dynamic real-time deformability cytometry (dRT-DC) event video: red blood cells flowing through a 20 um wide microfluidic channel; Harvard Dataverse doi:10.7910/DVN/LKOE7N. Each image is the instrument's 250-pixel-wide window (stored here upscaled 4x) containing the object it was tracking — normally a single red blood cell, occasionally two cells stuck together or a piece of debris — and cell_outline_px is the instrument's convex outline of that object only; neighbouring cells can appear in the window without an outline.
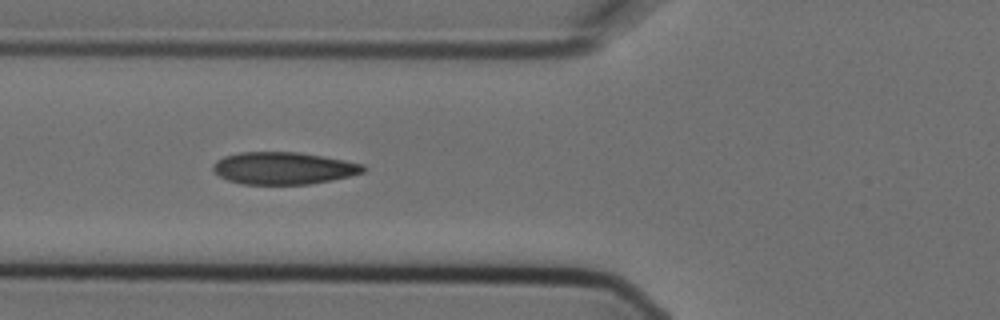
{"species": "Egyptian fruit bat (a non-hibernating species)", "species_latin": "Rousettus aegyptiacus", "temperature_condition": "cold", "stored_images_in_passage": 9, "camera_frame_rate_fps": 3000, "um_per_image_px": 0.085, "animal": {"sex": "female"}, "frame": {"image": 1, "passage_image": 4, "time_ms": 1.0, "image_size_px": [1000, 320], "cell_outline_px": [[368, 168], [364, 172], [332, 180], [308, 184], [244, 184], [228, 180], [220, 176], [212, 168], [212, 164], [216, 160], [224, 156], [240, 152], [300, 152], [324, 156], [364, 164]], "centroid_in_image_um": [24.11, 14.29], "position_along_channel_um": 101.7, "area_um2": 28.26}}
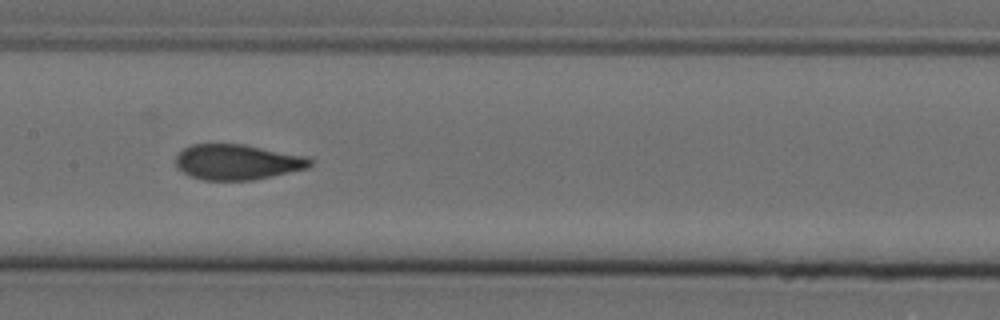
{"frame": {"image": 2, "passage_image": 6, "time_ms": 1.667, "image_size_px": [1000, 320], "cell_outline_px": [[312, 164], [308, 168], [252, 180], [204, 180], [192, 176], [176, 168], [176, 156], [184, 148], [192, 144], [244, 144], [308, 156], [312, 160]], "centroid_in_image_um": [20.19, 13.76], "position_along_channel_um": 187.2, "area_um2": 27.69}}